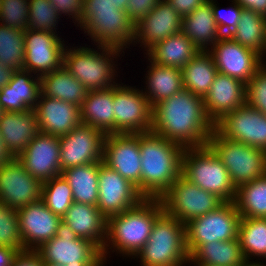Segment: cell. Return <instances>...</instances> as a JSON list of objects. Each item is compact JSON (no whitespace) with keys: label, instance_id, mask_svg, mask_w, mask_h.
<instances>
[{"label":"cell","instance_id":"cell-32","mask_svg":"<svg viewBox=\"0 0 266 266\" xmlns=\"http://www.w3.org/2000/svg\"><path fill=\"white\" fill-rule=\"evenodd\" d=\"M40 79L41 93L44 96L66 101L78 107H81L89 91L63 65L42 75Z\"/></svg>","mask_w":266,"mask_h":266},{"label":"cell","instance_id":"cell-49","mask_svg":"<svg viewBox=\"0 0 266 266\" xmlns=\"http://www.w3.org/2000/svg\"><path fill=\"white\" fill-rule=\"evenodd\" d=\"M176 12L184 17L200 7L206 0H166Z\"/></svg>","mask_w":266,"mask_h":266},{"label":"cell","instance_id":"cell-19","mask_svg":"<svg viewBox=\"0 0 266 266\" xmlns=\"http://www.w3.org/2000/svg\"><path fill=\"white\" fill-rule=\"evenodd\" d=\"M98 193L97 208L106 218L136 206L144 198L133 184L103 162L99 164Z\"/></svg>","mask_w":266,"mask_h":266},{"label":"cell","instance_id":"cell-18","mask_svg":"<svg viewBox=\"0 0 266 266\" xmlns=\"http://www.w3.org/2000/svg\"><path fill=\"white\" fill-rule=\"evenodd\" d=\"M42 184L13 158L0 168V202L12 209L23 208L41 199Z\"/></svg>","mask_w":266,"mask_h":266},{"label":"cell","instance_id":"cell-25","mask_svg":"<svg viewBox=\"0 0 266 266\" xmlns=\"http://www.w3.org/2000/svg\"><path fill=\"white\" fill-rule=\"evenodd\" d=\"M41 93L40 76L26 70H16L10 82L0 90V106L4 112H24L34 109Z\"/></svg>","mask_w":266,"mask_h":266},{"label":"cell","instance_id":"cell-22","mask_svg":"<svg viewBox=\"0 0 266 266\" xmlns=\"http://www.w3.org/2000/svg\"><path fill=\"white\" fill-rule=\"evenodd\" d=\"M182 16L166 1L161 0L156 7L135 24L133 46L145 48L181 32Z\"/></svg>","mask_w":266,"mask_h":266},{"label":"cell","instance_id":"cell-34","mask_svg":"<svg viewBox=\"0 0 266 266\" xmlns=\"http://www.w3.org/2000/svg\"><path fill=\"white\" fill-rule=\"evenodd\" d=\"M183 87L202 98L208 93L218 73L212 55L200 51L182 69Z\"/></svg>","mask_w":266,"mask_h":266},{"label":"cell","instance_id":"cell-38","mask_svg":"<svg viewBox=\"0 0 266 266\" xmlns=\"http://www.w3.org/2000/svg\"><path fill=\"white\" fill-rule=\"evenodd\" d=\"M234 203L241 217L266 218V175L239 186Z\"/></svg>","mask_w":266,"mask_h":266},{"label":"cell","instance_id":"cell-11","mask_svg":"<svg viewBox=\"0 0 266 266\" xmlns=\"http://www.w3.org/2000/svg\"><path fill=\"white\" fill-rule=\"evenodd\" d=\"M241 215L234 202H224L214 211L185 224L186 248L189 256L204 243L230 241L238 236Z\"/></svg>","mask_w":266,"mask_h":266},{"label":"cell","instance_id":"cell-27","mask_svg":"<svg viewBox=\"0 0 266 266\" xmlns=\"http://www.w3.org/2000/svg\"><path fill=\"white\" fill-rule=\"evenodd\" d=\"M80 238L90 240L102 250L106 240L107 218L97 206L73 202L62 217Z\"/></svg>","mask_w":266,"mask_h":266},{"label":"cell","instance_id":"cell-13","mask_svg":"<svg viewBox=\"0 0 266 266\" xmlns=\"http://www.w3.org/2000/svg\"><path fill=\"white\" fill-rule=\"evenodd\" d=\"M223 138L266 151V115L246 103L214 123Z\"/></svg>","mask_w":266,"mask_h":266},{"label":"cell","instance_id":"cell-58","mask_svg":"<svg viewBox=\"0 0 266 266\" xmlns=\"http://www.w3.org/2000/svg\"><path fill=\"white\" fill-rule=\"evenodd\" d=\"M190 265H194V266H206V265H203V264H190Z\"/></svg>","mask_w":266,"mask_h":266},{"label":"cell","instance_id":"cell-17","mask_svg":"<svg viewBox=\"0 0 266 266\" xmlns=\"http://www.w3.org/2000/svg\"><path fill=\"white\" fill-rule=\"evenodd\" d=\"M102 162L133 184L141 194L139 134H108Z\"/></svg>","mask_w":266,"mask_h":266},{"label":"cell","instance_id":"cell-37","mask_svg":"<svg viewBox=\"0 0 266 266\" xmlns=\"http://www.w3.org/2000/svg\"><path fill=\"white\" fill-rule=\"evenodd\" d=\"M237 237L245 260L251 262L253 259L254 262L257 257L255 262L263 263L262 259H266V218L241 217Z\"/></svg>","mask_w":266,"mask_h":266},{"label":"cell","instance_id":"cell-36","mask_svg":"<svg viewBox=\"0 0 266 266\" xmlns=\"http://www.w3.org/2000/svg\"><path fill=\"white\" fill-rule=\"evenodd\" d=\"M243 47L266 59V17L248 9L241 12L237 27L229 35Z\"/></svg>","mask_w":266,"mask_h":266},{"label":"cell","instance_id":"cell-57","mask_svg":"<svg viewBox=\"0 0 266 266\" xmlns=\"http://www.w3.org/2000/svg\"><path fill=\"white\" fill-rule=\"evenodd\" d=\"M4 113V111H3V109H2V107L0 106V117H1V115Z\"/></svg>","mask_w":266,"mask_h":266},{"label":"cell","instance_id":"cell-5","mask_svg":"<svg viewBox=\"0 0 266 266\" xmlns=\"http://www.w3.org/2000/svg\"><path fill=\"white\" fill-rule=\"evenodd\" d=\"M94 46L97 50L86 46L67 48L69 46L66 45L63 54V66L89 91L107 89L117 84L118 62L114 59L125 53L114 46Z\"/></svg>","mask_w":266,"mask_h":266},{"label":"cell","instance_id":"cell-23","mask_svg":"<svg viewBox=\"0 0 266 266\" xmlns=\"http://www.w3.org/2000/svg\"><path fill=\"white\" fill-rule=\"evenodd\" d=\"M34 110L42 133L62 137L81 124L80 107L42 93Z\"/></svg>","mask_w":266,"mask_h":266},{"label":"cell","instance_id":"cell-4","mask_svg":"<svg viewBox=\"0 0 266 266\" xmlns=\"http://www.w3.org/2000/svg\"><path fill=\"white\" fill-rule=\"evenodd\" d=\"M79 27L95 45L114 46L123 51L135 38V24L127 12L109 0H84Z\"/></svg>","mask_w":266,"mask_h":266},{"label":"cell","instance_id":"cell-6","mask_svg":"<svg viewBox=\"0 0 266 266\" xmlns=\"http://www.w3.org/2000/svg\"><path fill=\"white\" fill-rule=\"evenodd\" d=\"M141 266L189 265L185 224L164 211L156 218L148 241L136 254Z\"/></svg>","mask_w":266,"mask_h":266},{"label":"cell","instance_id":"cell-33","mask_svg":"<svg viewBox=\"0 0 266 266\" xmlns=\"http://www.w3.org/2000/svg\"><path fill=\"white\" fill-rule=\"evenodd\" d=\"M246 262L236 239L201 244L190 256L189 264L206 266H241Z\"/></svg>","mask_w":266,"mask_h":266},{"label":"cell","instance_id":"cell-53","mask_svg":"<svg viewBox=\"0 0 266 266\" xmlns=\"http://www.w3.org/2000/svg\"><path fill=\"white\" fill-rule=\"evenodd\" d=\"M14 157L10 154V152L6 149L4 140L0 134V168L11 161Z\"/></svg>","mask_w":266,"mask_h":266},{"label":"cell","instance_id":"cell-45","mask_svg":"<svg viewBox=\"0 0 266 266\" xmlns=\"http://www.w3.org/2000/svg\"><path fill=\"white\" fill-rule=\"evenodd\" d=\"M217 0H212V12L216 25L222 36H229L237 27L243 8L234 0L228 9H220L216 4ZM226 12H225V11Z\"/></svg>","mask_w":266,"mask_h":266},{"label":"cell","instance_id":"cell-24","mask_svg":"<svg viewBox=\"0 0 266 266\" xmlns=\"http://www.w3.org/2000/svg\"><path fill=\"white\" fill-rule=\"evenodd\" d=\"M245 100L246 84L219 72L203 98L206 115L213 124L223 115L243 106Z\"/></svg>","mask_w":266,"mask_h":266},{"label":"cell","instance_id":"cell-10","mask_svg":"<svg viewBox=\"0 0 266 266\" xmlns=\"http://www.w3.org/2000/svg\"><path fill=\"white\" fill-rule=\"evenodd\" d=\"M159 199L163 211L183 224L214 211L224 203L217 195L201 189L182 174Z\"/></svg>","mask_w":266,"mask_h":266},{"label":"cell","instance_id":"cell-52","mask_svg":"<svg viewBox=\"0 0 266 266\" xmlns=\"http://www.w3.org/2000/svg\"><path fill=\"white\" fill-rule=\"evenodd\" d=\"M15 71L16 70L0 63V90L10 82Z\"/></svg>","mask_w":266,"mask_h":266},{"label":"cell","instance_id":"cell-51","mask_svg":"<svg viewBox=\"0 0 266 266\" xmlns=\"http://www.w3.org/2000/svg\"><path fill=\"white\" fill-rule=\"evenodd\" d=\"M20 252L6 246H0V266H12L14 259Z\"/></svg>","mask_w":266,"mask_h":266},{"label":"cell","instance_id":"cell-28","mask_svg":"<svg viewBox=\"0 0 266 266\" xmlns=\"http://www.w3.org/2000/svg\"><path fill=\"white\" fill-rule=\"evenodd\" d=\"M114 86L90 90L81 107V124L95 127L106 135L114 134Z\"/></svg>","mask_w":266,"mask_h":266},{"label":"cell","instance_id":"cell-9","mask_svg":"<svg viewBox=\"0 0 266 266\" xmlns=\"http://www.w3.org/2000/svg\"><path fill=\"white\" fill-rule=\"evenodd\" d=\"M43 263L61 266H105L101 250L90 240L78 237L64 221L57 233L35 250Z\"/></svg>","mask_w":266,"mask_h":266},{"label":"cell","instance_id":"cell-46","mask_svg":"<svg viewBox=\"0 0 266 266\" xmlns=\"http://www.w3.org/2000/svg\"><path fill=\"white\" fill-rule=\"evenodd\" d=\"M52 6L62 16H69L72 18L74 24L78 27L81 24V15L83 13L84 0H49ZM68 14V15H67ZM75 21V22H74Z\"/></svg>","mask_w":266,"mask_h":266},{"label":"cell","instance_id":"cell-26","mask_svg":"<svg viewBox=\"0 0 266 266\" xmlns=\"http://www.w3.org/2000/svg\"><path fill=\"white\" fill-rule=\"evenodd\" d=\"M40 132L34 109L4 112L0 117V134L6 149L17 158Z\"/></svg>","mask_w":266,"mask_h":266},{"label":"cell","instance_id":"cell-47","mask_svg":"<svg viewBox=\"0 0 266 266\" xmlns=\"http://www.w3.org/2000/svg\"><path fill=\"white\" fill-rule=\"evenodd\" d=\"M161 0H128L126 12L130 20L136 24L147 16Z\"/></svg>","mask_w":266,"mask_h":266},{"label":"cell","instance_id":"cell-7","mask_svg":"<svg viewBox=\"0 0 266 266\" xmlns=\"http://www.w3.org/2000/svg\"><path fill=\"white\" fill-rule=\"evenodd\" d=\"M182 175L201 189L214 193L224 202H234L236 198V188L227 168L208 145L185 148Z\"/></svg>","mask_w":266,"mask_h":266},{"label":"cell","instance_id":"cell-2","mask_svg":"<svg viewBox=\"0 0 266 266\" xmlns=\"http://www.w3.org/2000/svg\"><path fill=\"white\" fill-rule=\"evenodd\" d=\"M162 212L159 198H143L136 206L108 217L106 240L101 250L104 264L112 249L117 255L134 258L148 241L154 222Z\"/></svg>","mask_w":266,"mask_h":266},{"label":"cell","instance_id":"cell-21","mask_svg":"<svg viewBox=\"0 0 266 266\" xmlns=\"http://www.w3.org/2000/svg\"><path fill=\"white\" fill-rule=\"evenodd\" d=\"M24 251H35L57 233L62 218L40 199L17 210Z\"/></svg>","mask_w":266,"mask_h":266},{"label":"cell","instance_id":"cell-15","mask_svg":"<svg viewBox=\"0 0 266 266\" xmlns=\"http://www.w3.org/2000/svg\"><path fill=\"white\" fill-rule=\"evenodd\" d=\"M60 37L54 32L25 30L23 69L41 77L60 68L67 45Z\"/></svg>","mask_w":266,"mask_h":266},{"label":"cell","instance_id":"cell-50","mask_svg":"<svg viewBox=\"0 0 266 266\" xmlns=\"http://www.w3.org/2000/svg\"><path fill=\"white\" fill-rule=\"evenodd\" d=\"M242 8L252 10L266 17V0H234Z\"/></svg>","mask_w":266,"mask_h":266},{"label":"cell","instance_id":"cell-31","mask_svg":"<svg viewBox=\"0 0 266 266\" xmlns=\"http://www.w3.org/2000/svg\"><path fill=\"white\" fill-rule=\"evenodd\" d=\"M146 88L141 89L153 107L158 102L173 96L184 89L181 69L161 66L148 59Z\"/></svg>","mask_w":266,"mask_h":266},{"label":"cell","instance_id":"cell-35","mask_svg":"<svg viewBox=\"0 0 266 266\" xmlns=\"http://www.w3.org/2000/svg\"><path fill=\"white\" fill-rule=\"evenodd\" d=\"M101 162L70 167L62 171L72 189L74 202L97 206L98 171Z\"/></svg>","mask_w":266,"mask_h":266},{"label":"cell","instance_id":"cell-3","mask_svg":"<svg viewBox=\"0 0 266 266\" xmlns=\"http://www.w3.org/2000/svg\"><path fill=\"white\" fill-rule=\"evenodd\" d=\"M141 195L159 198L182 174L185 148L155 133L139 134Z\"/></svg>","mask_w":266,"mask_h":266},{"label":"cell","instance_id":"cell-12","mask_svg":"<svg viewBox=\"0 0 266 266\" xmlns=\"http://www.w3.org/2000/svg\"><path fill=\"white\" fill-rule=\"evenodd\" d=\"M120 83L114 86V134L151 132L153 107L142 90Z\"/></svg>","mask_w":266,"mask_h":266},{"label":"cell","instance_id":"cell-55","mask_svg":"<svg viewBox=\"0 0 266 266\" xmlns=\"http://www.w3.org/2000/svg\"><path fill=\"white\" fill-rule=\"evenodd\" d=\"M241 266H260V262L258 261V262H245L244 264H242Z\"/></svg>","mask_w":266,"mask_h":266},{"label":"cell","instance_id":"cell-44","mask_svg":"<svg viewBox=\"0 0 266 266\" xmlns=\"http://www.w3.org/2000/svg\"><path fill=\"white\" fill-rule=\"evenodd\" d=\"M245 103L266 115V62L246 84Z\"/></svg>","mask_w":266,"mask_h":266},{"label":"cell","instance_id":"cell-30","mask_svg":"<svg viewBox=\"0 0 266 266\" xmlns=\"http://www.w3.org/2000/svg\"><path fill=\"white\" fill-rule=\"evenodd\" d=\"M181 31L201 50L208 51L221 37L212 12V0H206L182 17Z\"/></svg>","mask_w":266,"mask_h":266},{"label":"cell","instance_id":"cell-41","mask_svg":"<svg viewBox=\"0 0 266 266\" xmlns=\"http://www.w3.org/2000/svg\"><path fill=\"white\" fill-rule=\"evenodd\" d=\"M60 16L49 0H29L28 29L57 33Z\"/></svg>","mask_w":266,"mask_h":266},{"label":"cell","instance_id":"cell-48","mask_svg":"<svg viewBox=\"0 0 266 266\" xmlns=\"http://www.w3.org/2000/svg\"><path fill=\"white\" fill-rule=\"evenodd\" d=\"M12 266H44V263L36 251L26 250L16 256Z\"/></svg>","mask_w":266,"mask_h":266},{"label":"cell","instance_id":"cell-42","mask_svg":"<svg viewBox=\"0 0 266 266\" xmlns=\"http://www.w3.org/2000/svg\"><path fill=\"white\" fill-rule=\"evenodd\" d=\"M0 246L17 249L19 252L24 251L17 210L2 202H0Z\"/></svg>","mask_w":266,"mask_h":266},{"label":"cell","instance_id":"cell-39","mask_svg":"<svg viewBox=\"0 0 266 266\" xmlns=\"http://www.w3.org/2000/svg\"><path fill=\"white\" fill-rule=\"evenodd\" d=\"M25 31L0 24V63L14 70H23Z\"/></svg>","mask_w":266,"mask_h":266},{"label":"cell","instance_id":"cell-14","mask_svg":"<svg viewBox=\"0 0 266 266\" xmlns=\"http://www.w3.org/2000/svg\"><path fill=\"white\" fill-rule=\"evenodd\" d=\"M106 136L95 127L80 124L68 134L59 137L61 171L102 162Z\"/></svg>","mask_w":266,"mask_h":266},{"label":"cell","instance_id":"cell-56","mask_svg":"<svg viewBox=\"0 0 266 266\" xmlns=\"http://www.w3.org/2000/svg\"><path fill=\"white\" fill-rule=\"evenodd\" d=\"M44 266H61V265L44 263ZM65 266H69V265H65Z\"/></svg>","mask_w":266,"mask_h":266},{"label":"cell","instance_id":"cell-16","mask_svg":"<svg viewBox=\"0 0 266 266\" xmlns=\"http://www.w3.org/2000/svg\"><path fill=\"white\" fill-rule=\"evenodd\" d=\"M219 73L247 84L265 64L255 51L243 47L229 36H222L209 50Z\"/></svg>","mask_w":266,"mask_h":266},{"label":"cell","instance_id":"cell-20","mask_svg":"<svg viewBox=\"0 0 266 266\" xmlns=\"http://www.w3.org/2000/svg\"><path fill=\"white\" fill-rule=\"evenodd\" d=\"M17 159L42 183L62 174L58 136L39 132Z\"/></svg>","mask_w":266,"mask_h":266},{"label":"cell","instance_id":"cell-59","mask_svg":"<svg viewBox=\"0 0 266 266\" xmlns=\"http://www.w3.org/2000/svg\"><path fill=\"white\" fill-rule=\"evenodd\" d=\"M266 263V262H265ZM264 262L262 263V262H260V266H266V264H265Z\"/></svg>","mask_w":266,"mask_h":266},{"label":"cell","instance_id":"cell-40","mask_svg":"<svg viewBox=\"0 0 266 266\" xmlns=\"http://www.w3.org/2000/svg\"><path fill=\"white\" fill-rule=\"evenodd\" d=\"M41 200L57 216L63 217L74 202L72 189L63 175L42 184Z\"/></svg>","mask_w":266,"mask_h":266},{"label":"cell","instance_id":"cell-54","mask_svg":"<svg viewBox=\"0 0 266 266\" xmlns=\"http://www.w3.org/2000/svg\"><path fill=\"white\" fill-rule=\"evenodd\" d=\"M115 4L116 8L123 9L126 11L128 0H109Z\"/></svg>","mask_w":266,"mask_h":266},{"label":"cell","instance_id":"cell-1","mask_svg":"<svg viewBox=\"0 0 266 266\" xmlns=\"http://www.w3.org/2000/svg\"><path fill=\"white\" fill-rule=\"evenodd\" d=\"M213 130L203 98L189 90L183 89L153 106L151 131L184 148L206 146Z\"/></svg>","mask_w":266,"mask_h":266},{"label":"cell","instance_id":"cell-8","mask_svg":"<svg viewBox=\"0 0 266 266\" xmlns=\"http://www.w3.org/2000/svg\"><path fill=\"white\" fill-rule=\"evenodd\" d=\"M207 145L227 168L236 189L242 184L266 175L265 150L228 140L215 130L209 137Z\"/></svg>","mask_w":266,"mask_h":266},{"label":"cell","instance_id":"cell-43","mask_svg":"<svg viewBox=\"0 0 266 266\" xmlns=\"http://www.w3.org/2000/svg\"><path fill=\"white\" fill-rule=\"evenodd\" d=\"M29 22V0H0V24L27 30Z\"/></svg>","mask_w":266,"mask_h":266},{"label":"cell","instance_id":"cell-29","mask_svg":"<svg viewBox=\"0 0 266 266\" xmlns=\"http://www.w3.org/2000/svg\"><path fill=\"white\" fill-rule=\"evenodd\" d=\"M201 50L181 31L153 44L146 57L161 66L182 69Z\"/></svg>","mask_w":266,"mask_h":266}]
</instances>
